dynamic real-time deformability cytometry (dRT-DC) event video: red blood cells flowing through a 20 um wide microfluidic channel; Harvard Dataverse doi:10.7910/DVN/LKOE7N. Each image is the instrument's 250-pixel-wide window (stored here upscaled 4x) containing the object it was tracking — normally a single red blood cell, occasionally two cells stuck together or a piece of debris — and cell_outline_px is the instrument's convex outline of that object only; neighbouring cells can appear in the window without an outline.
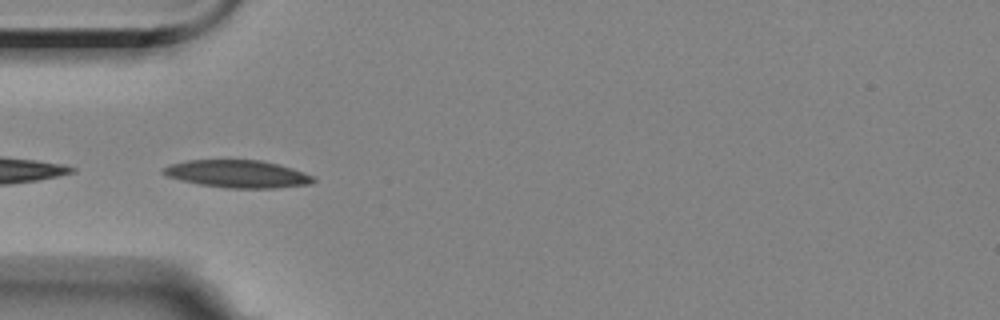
{"species": "Egyptian fruit bat (a non-hibernating species)", "species_latin": "Rousettus aegyptiacus", "temperature_condition": "room temperature", "stored_images_in_passage": 5, "camera_frame_rate_fps": 3000, "um_per_image_px": 0.085, "animal": {"sex": "female"}, "frame": {"image": 1, "passage_image": 4, "time_ms": 4.333, "image_size_px": [1000, 320], "cell_outline_px": [[316, 180], [312, 184], [276, 188], [228, 188], [200, 184], [180, 180], [168, 176], [160, 172], [164, 168], [172, 164], [188, 160], [260, 160], [280, 164], [304, 172], [312, 176]], "centroid_in_image_um": [20.23, 14.78], "position_along_channel_um": 64.8, "area_um2": 24.04}}
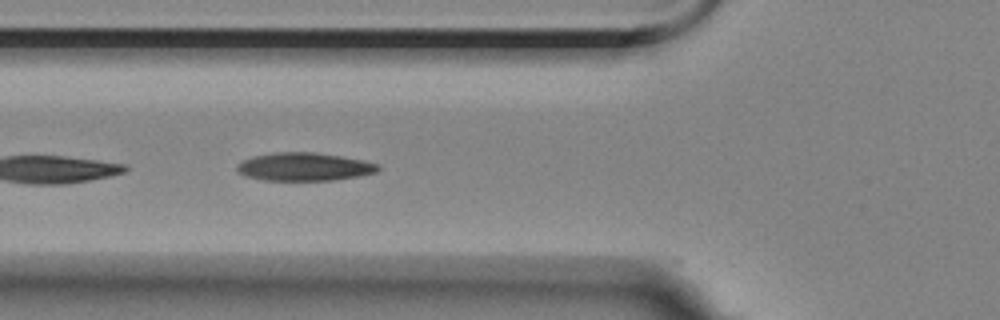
{"frame": {"image": 2, "passage_image": 5, "time_ms": 5.333, "image_size_px": [1000, 320], "cell_outline_px": [[380, 168], [376, 172], [360, 176], [332, 180], [264, 180], [244, 176], [236, 172], [236, 164], [252, 156], [276, 152], [312, 152], [340, 156], [364, 160], [380, 164]], "centroid_in_image_um": [25.84, 14.17], "position_along_channel_um": 100.0, "area_um2": 23.24}}